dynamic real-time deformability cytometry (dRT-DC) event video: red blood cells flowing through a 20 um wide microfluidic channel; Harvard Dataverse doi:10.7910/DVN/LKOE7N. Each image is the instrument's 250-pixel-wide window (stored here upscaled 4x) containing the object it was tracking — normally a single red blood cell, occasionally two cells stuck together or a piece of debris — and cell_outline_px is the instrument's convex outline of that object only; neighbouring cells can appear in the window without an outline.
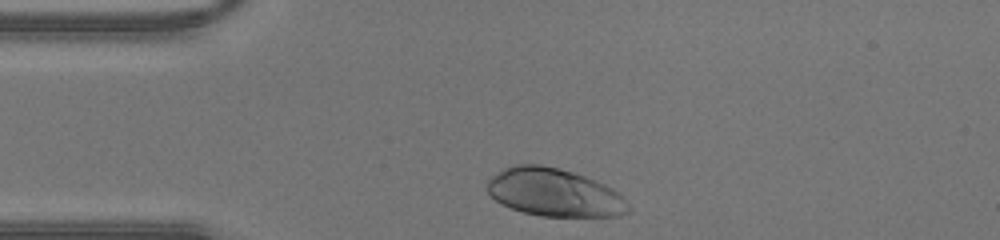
{"species": "human", "species_latin": "Homo sapiens", "temperature_condition": "warm", "stored_images_in_passage": 25, "camera_frame_rate_fps": 3000, "um_per_image_px": 0.085, "donor": {"sex": "male"}, "frame": {"image": 1, "passage_image": 1, "time_ms": 0.0, "image_size_px": [1000, 240], "cell_outline_px": [[632, 212], [620, 216], [540, 216], [524, 212], [512, 208], [496, 200], [484, 188], [484, 184], [492, 176], [504, 168], [516, 164], [540, 164], [572, 172], [584, 176], [604, 184], [612, 188], [632, 208]], "centroid_in_image_um": [47.1, 16.37], "position_along_channel_um": 37.9, "area_um2": 39.3}}
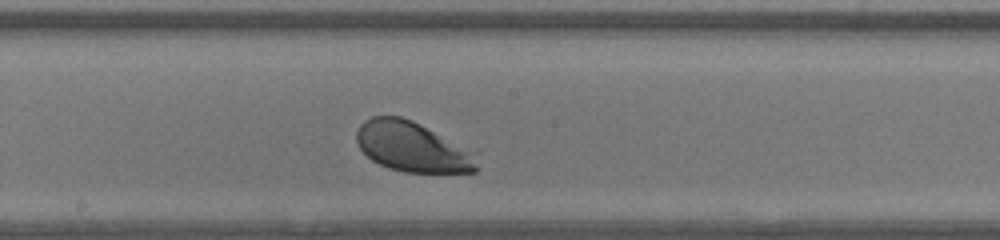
{"frame": {"image": 2, "passage_image": 14, "time_ms": 4.333, "image_size_px": [1000, 240], "cell_outline_px": [[476, 172], [404, 172], [388, 168], [372, 160], [360, 148], [356, 140], [356, 132], [360, 124], [364, 120], [372, 116], [400, 116], [412, 120], [420, 124], [432, 132], [460, 152], [476, 168]], "centroid_in_image_um": [34.72, 12.47], "position_along_channel_um": 213.5, "area_um2": 32.48}}
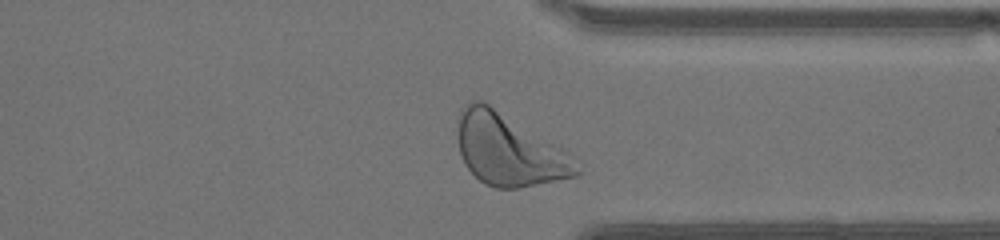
{"frame": {"image": 3, "passage_image": 24, "time_ms": 7.667, "image_size_px": [1000, 240], "cell_outline_px": [[580, 172], [576, 176], [520, 188], [496, 188], [484, 184], [464, 164], [460, 152], [456, 136], [456, 120], [460, 108], [468, 100], [484, 100], [564, 148], [568, 152]], "centroid_in_image_um": [43.19, 12.69], "position_along_channel_um": 368.2, "area_um2": 50.34}}